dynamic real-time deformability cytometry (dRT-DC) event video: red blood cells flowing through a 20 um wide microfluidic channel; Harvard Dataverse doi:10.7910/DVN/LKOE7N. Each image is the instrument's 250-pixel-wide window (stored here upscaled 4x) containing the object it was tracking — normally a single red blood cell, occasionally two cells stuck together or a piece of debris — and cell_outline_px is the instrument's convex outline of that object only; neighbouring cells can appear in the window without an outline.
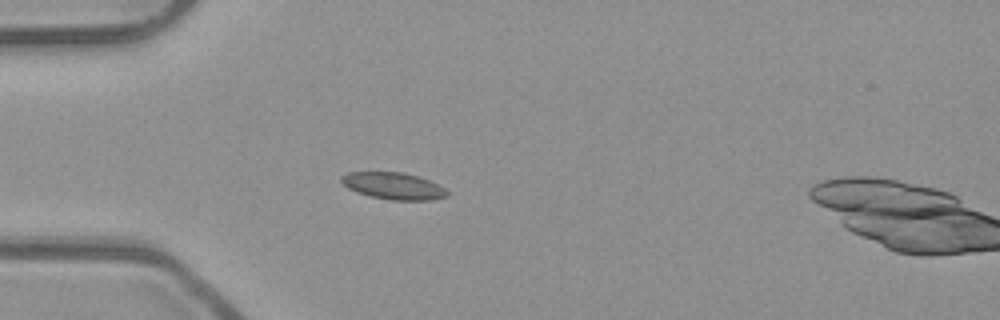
{"species": "common noctule bat (a hibernating species)", "species_latin": "Nyctalus noctula", "temperature_condition": "room temperature", "stored_images_in_passage": 18, "camera_frame_rate_fps": 3000, "um_per_image_px": 0.085, "animal": {"sex": "male", "body_mass_g": 23.1, "forearm_length_mm": 52.7}, "frame": {"image": 1, "passage_image": 16, "time_ms": 5.0, "image_size_px": [1000, 320], "cell_outline_px": [[448, 196], [432, 200], [392, 200], [372, 196], [356, 192], [348, 188], [340, 180], [340, 176], [348, 172], [400, 172], [416, 176], [428, 180], [444, 188], [448, 192]], "centroid_in_image_um": [33.42, 15.8], "position_along_channel_um": 51.6, "area_um2": 16.36}}